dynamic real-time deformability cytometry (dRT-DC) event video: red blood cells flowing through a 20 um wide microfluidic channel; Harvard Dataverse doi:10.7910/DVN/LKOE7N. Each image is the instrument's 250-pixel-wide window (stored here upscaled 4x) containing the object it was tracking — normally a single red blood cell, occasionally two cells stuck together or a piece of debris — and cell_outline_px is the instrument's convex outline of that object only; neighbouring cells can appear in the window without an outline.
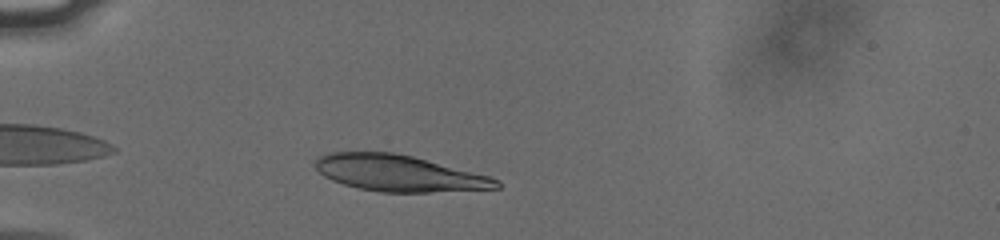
{"species": "human", "species_latin": "Homo sapiens", "temperature_condition": "cold", "stored_images_in_passage": 39, "camera_frame_rate_fps": 3000, "um_per_image_px": 0.085, "donor": {"sex": "male"}, "frame": {"image": 1, "passage_image": 4, "time_ms": 1.0, "image_size_px": [1000, 240], "cell_outline_px": [[500, 188], [428, 192], [380, 192], [360, 188], [344, 184], [332, 180], [324, 176], [316, 168], [316, 160], [320, 156], [328, 152], [392, 152], [412, 156], [488, 176], [500, 180]], "centroid_in_image_um": [33.89, 14.72], "position_along_channel_um": 51.1, "area_um2": 37.8}}
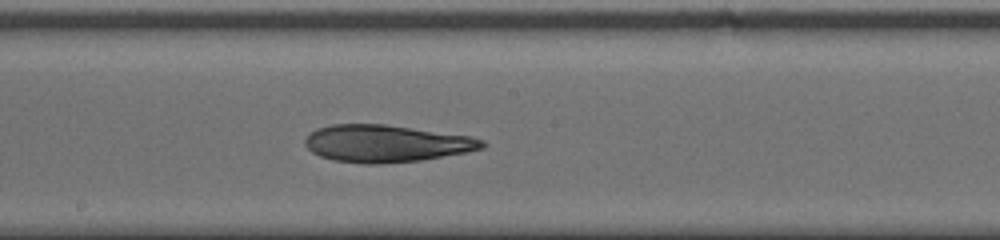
{"frame": {"image": 2, "passage_image": 19, "time_ms": 6.0, "image_size_px": [1000, 240], "cell_outline_px": [[488, 144], [484, 148], [468, 152], [420, 160], [380, 164], [364, 164], [332, 160], [320, 156], [312, 152], [304, 144], [304, 140], [316, 128], [332, 124], [384, 124], [472, 136], [484, 140]], "centroid_in_image_um": [32.84, 12.2], "position_along_channel_um": 215.4, "area_um2": 38.55}}
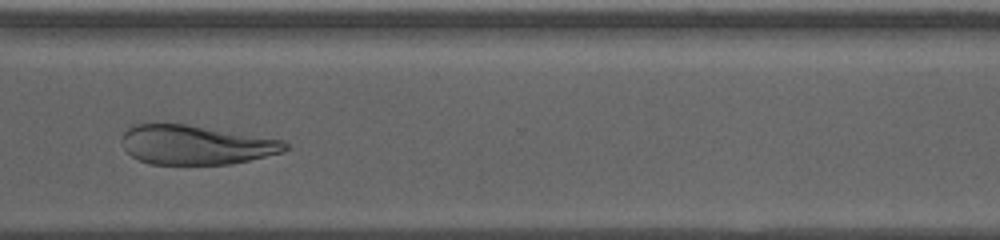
{"frame": {"image": 3, "passage_image": 30, "time_ms": 9.667, "image_size_px": [1000, 240], "cell_outline_px": [[288, 148], [284, 152], [248, 160], [228, 164], [152, 164], [140, 160], [132, 156], [124, 148], [120, 140], [124, 132], [128, 128], [136, 124], [184, 124], [284, 140], [288, 144]], "centroid_in_image_um": [16.64, 12.32], "position_along_channel_um": 354.0, "area_um2": 37.05}}